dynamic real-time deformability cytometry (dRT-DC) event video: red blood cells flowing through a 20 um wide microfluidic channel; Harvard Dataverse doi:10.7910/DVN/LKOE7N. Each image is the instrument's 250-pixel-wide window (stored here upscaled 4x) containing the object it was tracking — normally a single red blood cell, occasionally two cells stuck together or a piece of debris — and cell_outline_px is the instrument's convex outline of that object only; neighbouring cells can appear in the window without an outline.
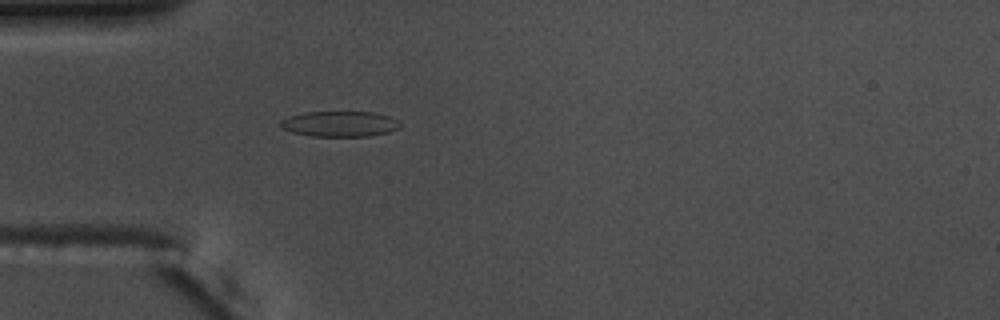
{"species": "common noctule bat (a hibernating species)", "species_latin": "Nyctalus noctula", "temperature_condition": "warm", "stored_images_in_passage": 55, "camera_frame_rate_fps": 3000, "um_per_image_px": 0.085, "animal": {"sex": "male", "body_mass_g": 17.5, "forearm_length_mm": 52.3}, "frame": {"image": 1, "passage_image": 16, "time_ms": 5.0, "image_size_px": [1000, 320], "cell_outline_px": [[400, 128], [388, 132], [368, 136], [312, 136], [292, 132], [280, 128], [280, 120], [288, 116], [304, 112], [376, 112], [400, 120]], "centroid_in_image_um": [28.87, 10.52], "position_along_channel_um": 56.1, "area_um2": 17.92}, "authors_computed_cell_mechanics": {"area_um2": 17.8024, "velocity_mm_per_s": 3.6823, "shape_relaxation_time_tau1_ms": 6.4539, "shape_relaxation_time_tau2_ms": 4.2447, "deformation_change_tau1": 0.1843, "deformation_change_tau2": 0.1298}}